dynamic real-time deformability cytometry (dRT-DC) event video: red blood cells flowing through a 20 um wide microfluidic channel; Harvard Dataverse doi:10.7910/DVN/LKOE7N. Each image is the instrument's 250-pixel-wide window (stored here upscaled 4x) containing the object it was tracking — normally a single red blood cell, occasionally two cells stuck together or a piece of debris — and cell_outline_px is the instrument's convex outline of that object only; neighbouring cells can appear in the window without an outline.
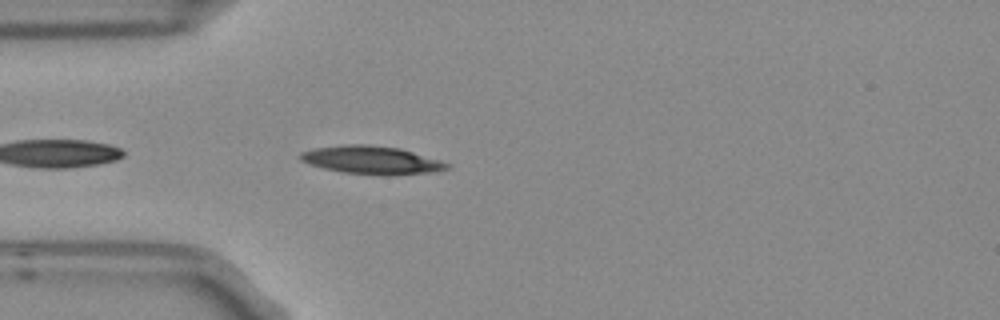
{"species": "Egyptian fruit bat (a non-hibernating species)", "species_latin": "Rousettus aegyptiacus", "temperature_condition": "room temperature", "stored_images_in_passage": 4, "camera_frame_rate_fps": 3000, "um_per_image_px": 0.085, "frame": {"image": 1, "passage_image": 4, "time_ms": 1.0, "image_size_px": [1000, 320], "cell_outline_px": [[452, 164], [448, 168], [428, 172], [344, 172], [324, 168], [308, 164], [300, 160], [300, 152], [316, 148], [344, 144], [368, 144], [400, 148], [440, 160]], "centroid_in_image_um": [31.51, 13.54], "position_along_channel_um": 53.5, "area_um2": 22.72}}